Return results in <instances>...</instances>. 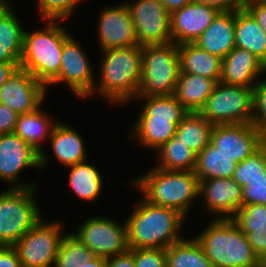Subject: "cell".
<instances>
[{
  "label": "cell",
  "mask_w": 266,
  "mask_h": 267,
  "mask_svg": "<svg viewBox=\"0 0 266 267\" xmlns=\"http://www.w3.org/2000/svg\"><path fill=\"white\" fill-rule=\"evenodd\" d=\"M235 46L250 51L266 65V34L244 7L235 10Z\"/></svg>",
  "instance_id": "27"
},
{
  "label": "cell",
  "mask_w": 266,
  "mask_h": 267,
  "mask_svg": "<svg viewBox=\"0 0 266 267\" xmlns=\"http://www.w3.org/2000/svg\"><path fill=\"white\" fill-rule=\"evenodd\" d=\"M165 5L167 10L171 13L174 10L180 9L187 4L191 3L193 0H159Z\"/></svg>",
  "instance_id": "47"
},
{
  "label": "cell",
  "mask_w": 266,
  "mask_h": 267,
  "mask_svg": "<svg viewBox=\"0 0 266 267\" xmlns=\"http://www.w3.org/2000/svg\"><path fill=\"white\" fill-rule=\"evenodd\" d=\"M135 267H166V249H133Z\"/></svg>",
  "instance_id": "39"
},
{
  "label": "cell",
  "mask_w": 266,
  "mask_h": 267,
  "mask_svg": "<svg viewBox=\"0 0 266 267\" xmlns=\"http://www.w3.org/2000/svg\"><path fill=\"white\" fill-rule=\"evenodd\" d=\"M95 257L96 255L70 232L62 238L54 267H76L90 262Z\"/></svg>",
  "instance_id": "33"
},
{
  "label": "cell",
  "mask_w": 266,
  "mask_h": 267,
  "mask_svg": "<svg viewBox=\"0 0 266 267\" xmlns=\"http://www.w3.org/2000/svg\"><path fill=\"white\" fill-rule=\"evenodd\" d=\"M266 205V178L251 179L242 187V205Z\"/></svg>",
  "instance_id": "40"
},
{
  "label": "cell",
  "mask_w": 266,
  "mask_h": 267,
  "mask_svg": "<svg viewBox=\"0 0 266 267\" xmlns=\"http://www.w3.org/2000/svg\"><path fill=\"white\" fill-rule=\"evenodd\" d=\"M53 155L66 167L88 160L83 138L72 126L58 122L49 138Z\"/></svg>",
  "instance_id": "24"
},
{
  "label": "cell",
  "mask_w": 266,
  "mask_h": 267,
  "mask_svg": "<svg viewBox=\"0 0 266 267\" xmlns=\"http://www.w3.org/2000/svg\"><path fill=\"white\" fill-rule=\"evenodd\" d=\"M220 12L196 1L174 10L170 13L172 42L177 45L195 43Z\"/></svg>",
  "instance_id": "18"
},
{
  "label": "cell",
  "mask_w": 266,
  "mask_h": 267,
  "mask_svg": "<svg viewBox=\"0 0 266 267\" xmlns=\"http://www.w3.org/2000/svg\"><path fill=\"white\" fill-rule=\"evenodd\" d=\"M101 52L104 57L99 67L100 76L90 95L100 94L109 104L131 102L140 87L142 46L110 48Z\"/></svg>",
  "instance_id": "2"
},
{
  "label": "cell",
  "mask_w": 266,
  "mask_h": 267,
  "mask_svg": "<svg viewBox=\"0 0 266 267\" xmlns=\"http://www.w3.org/2000/svg\"><path fill=\"white\" fill-rule=\"evenodd\" d=\"M52 120L50 115L48 116L39 107L35 111L19 114L13 132L40 153L41 170L46 168L49 158H47L48 156L45 154L47 152L43 150L40 144L50 138L54 127L59 122V120Z\"/></svg>",
  "instance_id": "21"
},
{
  "label": "cell",
  "mask_w": 266,
  "mask_h": 267,
  "mask_svg": "<svg viewBox=\"0 0 266 267\" xmlns=\"http://www.w3.org/2000/svg\"><path fill=\"white\" fill-rule=\"evenodd\" d=\"M195 238L213 267H265L232 219L214 218Z\"/></svg>",
  "instance_id": "5"
},
{
  "label": "cell",
  "mask_w": 266,
  "mask_h": 267,
  "mask_svg": "<svg viewBox=\"0 0 266 267\" xmlns=\"http://www.w3.org/2000/svg\"><path fill=\"white\" fill-rule=\"evenodd\" d=\"M232 220L237 225H261L266 223V205H242Z\"/></svg>",
  "instance_id": "37"
},
{
  "label": "cell",
  "mask_w": 266,
  "mask_h": 267,
  "mask_svg": "<svg viewBox=\"0 0 266 267\" xmlns=\"http://www.w3.org/2000/svg\"><path fill=\"white\" fill-rule=\"evenodd\" d=\"M60 221L41 219L13 246L22 267H54L62 238Z\"/></svg>",
  "instance_id": "10"
},
{
  "label": "cell",
  "mask_w": 266,
  "mask_h": 267,
  "mask_svg": "<svg viewBox=\"0 0 266 267\" xmlns=\"http://www.w3.org/2000/svg\"><path fill=\"white\" fill-rule=\"evenodd\" d=\"M47 88L31 73L18 68L0 87V102L8 104L18 114L35 111L42 106Z\"/></svg>",
  "instance_id": "16"
},
{
  "label": "cell",
  "mask_w": 266,
  "mask_h": 267,
  "mask_svg": "<svg viewBox=\"0 0 266 267\" xmlns=\"http://www.w3.org/2000/svg\"><path fill=\"white\" fill-rule=\"evenodd\" d=\"M141 197L125 221L129 248L167 249L182 240L184 236L180 233L185 216L175 209L152 204Z\"/></svg>",
  "instance_id": "1"
},
{
  "label": "cell",
  "mask_w": 266,
  "mask_h": 267,
  "mask_svg": "<svg viewBox=\"0 0 266 267\" xmlns=\"http://www.w3.org/2000/svg\"><path fill=\"white\" fill-rule=\"evenodd\" d=\"M76 267H106V258L96 256L90 262L82 263Z\"/></svg>",
  "instance_id": "48"
},
{
  "label": "cell",
  "mask_w": 266,
  "mask_h": 267,
  "mask_svg": "<svg viewBox=\"0 0 266 267\" xmlns=\"http://www.w3.org/2000/svg\"><path fill=\"white\" fill-rule=\"evenodd\" d=\"M158 162L155 167L165 170L194 171L197 154L176 136L156 150Z\"/></svg>",
  "instance_id": "32"
},
{
  "label": "cell",
  "mask_w": 266,
  "mask_h": 267,
  "mask_svg": "<svg viewBox=\"0 0 266 267\" xmlns=\"http://www.w3.org/2000/svg\"><path fill=\"white\" fill-rule=\"evenodd\" d=\"M199 113L213 125L252 123L253 88L219 81Z\"/></svg>",
  "instance_id": "9"
},
{
  "label": "cell",
  "mask_w": 266,
  "mask_h": 267,
  "mask_svg": "<svg viewBox=\"0 0 266 267\" xmlns=\"http://www.w3.org/2000/svg\"><path fill=\"white\" fill-rule=\"evenodd\" d=\"M215 85L216 82L210 78L180 73L174 96L188 113H199L212 94Z\"/></svg>",
  "instance_id": "26"
},
{
  "label": "cell",
  "mask_w": 266,
  "mask_h": 267,
  "mask_svg": "<svg viewBox=\"0 0 266 267\" xmlns=\"http://www.w3.org/2000/svg\"><path fill=\"white\" fill-rule=\"evenodd\" d=\"M142 196L152 204L169 207L187 217L199 199V180L194 171L165 170L154 166L131 180Z\"/></svg>",
  "instance_id": "4"
},
{
  "label": "cell",
  "mask_w": 266,
  "mask_h": 267,
  "mask_svg": "<svg viewBox=\"0 0 266 267\" xmlns=\"http://www.w3.org/2000/svg\"><path fill=\"white\" fill-rule=\"evenodd\" d=\"M243 1H258V2H266V0H243Z\"/></svg>",
  "instance_id": "49"
},
{
  "label": "cell",
  "mask_w": 266,
  "mask_h": 267,
  "mask_svg": "<svg viewBox=\"0 0 266 267\" xmlns=\"http://www.w3.org/2000/svg\"><path fill=\"white\" fill-rule=\"evenodd\" d=\"M232 178L241 187L251 179L266 178V142L251 156L237 163Z\"/></svg>",
  "instance_id": "34"
},
{
  "label": "cell",
  "mask_w": 266,
  "mask_h": 267,
  "mask_svg": "<svg viewBox=\"0 0 266 267\" xmlns=\"http://www.w3.org/2000/svg\"><path fill=\"white\" fill-rule=\"evenodd\" d=\"M0 267H22L18 252L13 246H0Z\"/></svg>",
  "instance_id": "43"
},
{
  "label": "cell",
  "mask_w": 266,
  "mask_h": 267,
  "mask_svg": "<svg viewBox=\"0 0 266 267\" xmlns=\"http://www.w3.org/2000/svg\"><path fill=\"white\" fill-rule=\"evenodd\" d=\"M193 1L214 7L221 12L240 9L243 7V2H244L243 0H193Z\"/></svg>",
  "instance_id": "44"
},
{
  "label": "cell",
  "mask_w": 266,
  "mask_h": 267,
  "mask_svg": "<svg viewBox=\"0 0 266 267\" xmlns=\"http://www.w3.org/2000/svg\"><path fill=\"white\" fill-rule=\"evenodd\" d=\"M141 98L140 115L136 119L130 138L138 144L156 151L175 136L177 125L188 114L174 94L136 96ZM145 99V100H144ZM144 104V105H143Z\"/></svg>",
  "instance_id": "6"
},
{
  "label": "cell",
  "mask_w": 266,
  "mask_h": 267,
  "mask_svg": "<svg viewBox=\"0 0 266 267\" xmlns=\"http://www.w3.org/2000/svg\"><path fill=\"white\" fill-rule=\"evenodd\" d=\"M210 142L236 163L255 153L266 137L252 124H217L213 126Z\"/></svg>",
  "instance_id": "14"
},
{
  "label": "cell",
  "mask_w": 266,
  "mask_h": 267,
  "mask_svg": "<svg viewBox=\"0 0 266 267\" xmlns=\"http://www.w3.org/2000/svg\"><path fill=\"white\" fill-rule=\"evenodd\" d=\"M237 163L218 150L211 142L196 157L194 174L198 180L232 178Z\"/></svg>",
  "instance_id": "28"
},
{
  "label": "cell",
  "mask_w": 266,
  "mask_h": 267,
  "mask_svg": "<svg viewBox=\"0 0 266 267\" xmlns=\"http://www.w3.org/2000/svg\"><path fill=\"white\" fill-rule=\"evenodd\" d=\"M166 267H213L196 238L175 242L166 249Z\"/></svg>",
  "instance_id": "31"
},
{
  "label": "cell",
  "mask_w": 266,
  "mask_h": 267,
  "mask_svg": "<svg viewBox=\"0 0 266 267\" xmlns=\"http://www.w3.org/2000/svg\"><path fill=\"white\" fill-rule=\"evenodd\" d=\"M246 235L257 256L266 263V223L261 225H238Z\"/></svg>",
  "instance_id": "38"
},
{
  "label": "cell",
  "mask_w": 266,
  "mask_h": 267,
  "mask_svg": "<svg viewBox=\"0 0 266 267\" xmlns=\"http://www.w3.org/2000/svg\"><path fill=\"white\" fill-rule=\"evenodd\" d=\"M134 23L139 46L172 43L170 12L159 0L126 3Z\"/></svg>",
  "instance_id": "12"
},
{
  "label": "cell",
  "mask_w": 266,
  "mask_h": 267,
  "mask_svg": "<svg viewBox=\"0 0 266 267\" xmlns=\"http://www.w3.org/2000/svg\"><path fill=\"white\" fill-rule=\"evenodd\" d=\"M200 48L223 59L235 46V10L220 12L195 42Z\"/></svg>",
  "instance_id": "22"
},
{
  "label": "cell",
  "mask_w": 266,
  "mask_h": 267,
  "mask_svg": "<svg viewBox=\"0 0 266 267\" xmlns=\"http://www.w3.org/2000/svg\"><path fill=\"white\" fill-rule=\"evenodd\" d=\"M213 126L200 113H188L177 125L175 136L198 154L210 143Z\"/></svg>",
  "instance_id": "30"
},
{
  "label": "cell",
  "mask_w": 266,
  "mask_h": 267,
  "mask_svg": "<svg viewBox=\"0 0 266 267\" xmlns=\"http://www.w3.org/2000/svg\"><path fill=\"white\" fill-rule=\"evenodd\" d=\"M19 114L0 102V135L13 133Z\"/></svg>",
  "instance_id": "41"
},
{
  "label": "cell",
  "mask_w": 266,
  "mask_h": 267,
  "mask_svg": "<svg viewBox=\"0 0 266 267\" xmlns=\"http://www.w3.org/2000/svg\"><path fill=\"white\" fill-rule=\"evenodd\" d=\"M80 44L71 36L63 45L59 76L50 84L67 83L78 98H87L92 93L95 75Z\"/></svg>",
  "instance_id": "15"
},
{
  "label": "cell",
  "mask_w": 266,
  "mask_h": 267,
  "mask_svg": "<svg viewBox=\"0 0 266 267\" xmlns=\"http://www.w3.org/2000/svg\"><path fill=\"white\" fill-rule=\"evenodd\" d=\"M69 185L78 198L92 202L100 196L103 180L100 171L88 160L69 166Z\"/></svg>",
  "instance_id": "29"
},
{
  "label": "cell",
  "mask_w": 266,
  "mask_h": 267,
  "mask_svg": "<svg viewBox=\"0 0 266 267\" xmlns=\"http://www.w3.org/2000/svg\"><path fill=\"white\" fill-rule=\"evenodd\" d=\"M80 1L83 0H38L37 7L42 19L63 21L74 14L73 11Z\"/></svg>",
  "instance_id": "35"
},
{
  "label": "cell",
  "mask_w": 266,
  "mask_h": 267,
  "mask_svg": "<svg viewBox=\"0 0 266 267\" xmlns=\"http://www.w3.org/2000/svg\"><path fill=\"white\" fill-rule=\"evenodd\" d=\"M106 267H135L133 253L128 250L122 254L106 258Z\"/></svg>",
  "instance_id": "45"
},
{
  "label": "cell",
  "mask_w": 266,
  "mask_h": 267,
  "mask_svg": "<svg viewBox=\"0 0 266 267\" xmlns=\"http://www.w3.org/2000/svg\"><path fill=\"white\" fill-rule=\"evenodd\" d=\"M216 219H232L242 206V187L233 178L199 181V198Z\"/></svg>",
  "instance_id": "19"
},
{
  "label": "cell",
  "mask_w": 266,
  "mask_h": 267,
  "mask_svg": "<svg viewBox=\"0 0 266 267\" xmlns=\"http://www.w3.org/2000/svg\"><path fill=\"white\" fill-rule=\"evenodd\" d=\"M265 73L266 65L260 59L248 50L235 47L222 59L220 82L253 88Z\"/></svg>",
  "instance_id": "20"
},
{
  "label": "cell",
  "mask_w": 266,
  "mask_h": 267,
  "mask_svg": "<svg viewBox=\"0 0 266 267\" xmlns=\"http://www.w3.org/2000/svg\"><path fill=\"white\" fill-rule=\"evenodd\" d=\"M179 74L176 43L142 46L141 81L137 96L174 94Z\"/></svg>",
  "instance_id": "8"
},
{
  "label": "cell",
  "mask_w": 266,
  "mask_h": 267,
  "mask_svg": "<svg viewBox=\"0 0 266 267\" xmlns=\"http://www.w3.org/2000/svg\"><path fill=\"white\" fill-rule=\"evenodd\" d=\"M252 124L266 137V79L253 87Z\"/></svg>",
  "instance_id": "36"
},
{
  "label": "cell",
  "mask_w": 266,
  "mask_h": 267,
  "mask_svg": "<svg viewBox=\"0 0 266 267\" xmlns=\"http://www.w3.org/2000/svg\"><path fill=\"white\" fill-rule=\"evenodd\" d=\"M243 7L253 16L266 34V2L244 1Z\"/></svg>",
  "instance_id": "42"
},
{
  "label": "cell",
  "mask_w": 266,
  "mask_h": 267,
  "mask_svg": "<svg viewBox=\"0 0 266 267\" xmlns=\"http://www.w3.org/2000/svg\"><path fill=\"white\" fill-rule=\"evenodd\" d=\"M180 73L196 74L210 78L216 83L221 78L222 59L210 54L195 43L178 45Z\"/></svg>",
  "instance_id": "25"
},
{
  "label": "cell",
  "mask_w": 266,
  "mask_h": 267,
  "mask_svg": "<svg viewBox=\"0 0 266 267\" xmlns=\"http://www.w3.org/2000/svg\"><path fill=\"white\" fill-rule=\"evenodd\" d=\"M98 257L109 258L129 250L127 225L107 217H90L73 233Z\"/></svg>",
  "instance_id": "11"
},
{
  "label": "cell",
  "mask_w": 266,
  "mask_h": 267,
  "mask_svg": "<svg viewBox=\"0 0 266 267\" xmlns=\"http://www.w3.org/2000/svg\"><path fill=\"white\" fill-rule=\"evenodd\" d=\"M8 0H0V63H19L23 50L22 28Z\"/></svg>",
  "instance_id": "23"
},
{
  "label": "cell",
  "mask_w": 266,
  "mask_h": 267,
  "mask_svg": "<svg viewBox=\"0 0 266 267\" xmlns=\"http://www.w3.org/2000/svg\"><path fill=\"white\" fill-rule=\"evenodd\" d=\"M26 168L41 170L40 153L14 133L0 135V180L9 183L8 188L37 187L36 182L18 180Z\"/></svg>",
  "instance_id": "13"
},
{
  "label": "cell",
  "mask_w": 266,
  "mask_h": 267,
  "mask_svg": "<svg viewBox=\"0 0 266 267\" xmlns=\"http://www.w3.org/2000/svg\"><path fill=\"white\" fill-rule=\"evenodd\" d=\"M99 14L97 25L100 51L138 46L134 23L126 3L105 7Z\"/></svg>",
  "instance_id": "17"
},
{
  "label": "cell",
  "mask_w": 266,
  "mask_h": 267,
  "mask_svg": "<svg viewBox=\"0 0 266 267\" xmlns=\"http://www.w3.org/2000/svg\"><path fill=\"white\" fill-rule=\"evenodd\" d=\"M42 30L26 31L19 68L31 73L46 88L59 76L62 48L71 37L59 24L61 20H45Z\"/></svg>",
  "instance_id": "3"
},
{
  "label": "cell",
  "mask_w": 266,
  "mask_h": 267,
  "mask_svg": "<svg viewBox=\"0 0 266 267\" xmlns=\"http://www.w3.org/2000/svg\"><path fill=\"white\" fill-rule=\"evenodd\" d=\"M34 188H8L0 192V246H14L43 217Z\"/></svg>",
  "instance_id": "7"
},
{
  "label": "cell",
  "mask_w": 266,
  "mask_h": 267,
  "mask_svg": "<svg viewBox=\"0 0 266 267\" xmlns=\"http://www.w3.org/2000/svg\"><path fill=\"white\" fill-rule=\"evenodd\" d=\"M19 68V63H0V87L15 73Z\"/></svg>",
  "instance_id": "46"
}]
</instances>
